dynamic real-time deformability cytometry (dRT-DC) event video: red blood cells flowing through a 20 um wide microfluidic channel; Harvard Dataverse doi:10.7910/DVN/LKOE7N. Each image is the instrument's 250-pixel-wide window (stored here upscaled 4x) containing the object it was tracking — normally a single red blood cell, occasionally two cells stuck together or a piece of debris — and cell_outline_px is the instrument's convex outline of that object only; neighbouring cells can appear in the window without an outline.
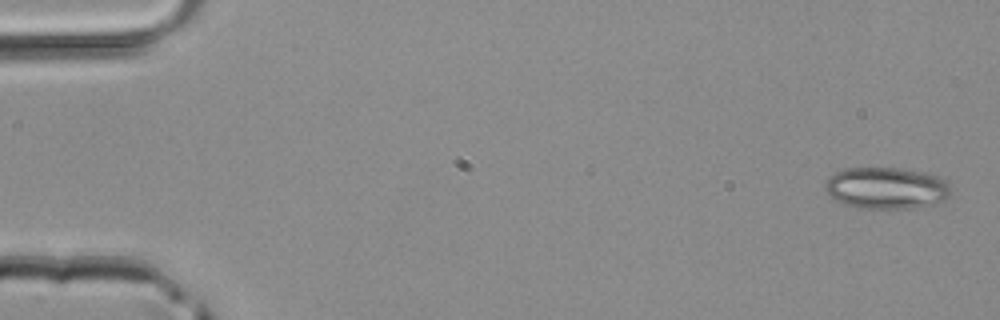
{"species": "common noctule bat (a hibernating species)", "species_latin": "Nyctalus noctula", "temperature_condition": "room temperature", "stored_images_in_passage": 3, "camera_frame_rate_fps": 3000, "um_per_image_px": 0.085, "animal": {"sex": "male", "body_mass_g": 20.4}, "frame": {"image": 1, "passage_image": 1, "time_ms": 0.0, "image_size_px": [1000, 320], "cell_outline_px": [[952, 192], [944, 200], [936, 204], [920, 208], [856, 208], [844, 204], [836, 200], [824, 188], [824, 184], [828, 176], [844, 168], [896, 168], [924, 172], [940, 176], [948, 180]], "centroid_in_image_um": [75.38, 15.99], "position_along_channel_um": 9.6, "area_um2": 30.98}}